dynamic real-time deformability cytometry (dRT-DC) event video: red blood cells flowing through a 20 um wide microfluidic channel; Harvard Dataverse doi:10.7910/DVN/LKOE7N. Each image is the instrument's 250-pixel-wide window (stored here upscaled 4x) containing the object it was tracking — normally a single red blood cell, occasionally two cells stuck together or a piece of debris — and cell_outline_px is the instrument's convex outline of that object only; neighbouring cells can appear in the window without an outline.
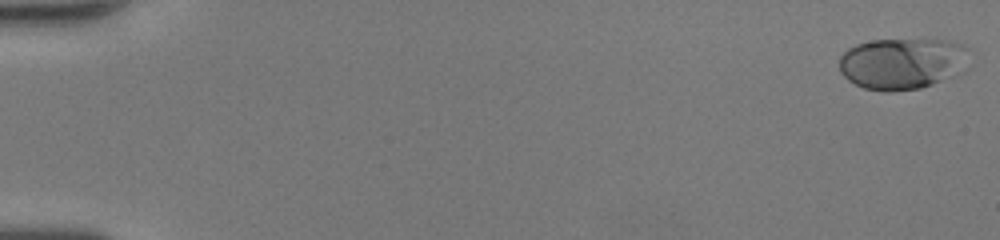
{"species": "human", "species_latin": "Homo sapiens", "temperature_condition": "room temperature", "stored_images_in_passage": 50, "camera_frame_rate_fps": 3000, "um_per_image_px": 0.085, "donor": {"sex": "female"}, "frame": {"image": 1, "passage_image": 1, "time_ms": 0.0, "image_size_px": [1000, 240], "cell_outline_px": [[968, 48], [940, 80], [932, 84], [920, 88], [892, 92], [884, 92], [864, 88], [848, 80], [840, 72], [840, 56], [848, 48], [856, 44], [872, 40], [948, 40], [964, 44]], "centroid_in_image_um": [76.44, 5.38], "position_along_channel_um": 8.6, "area_um2": 37.11}}
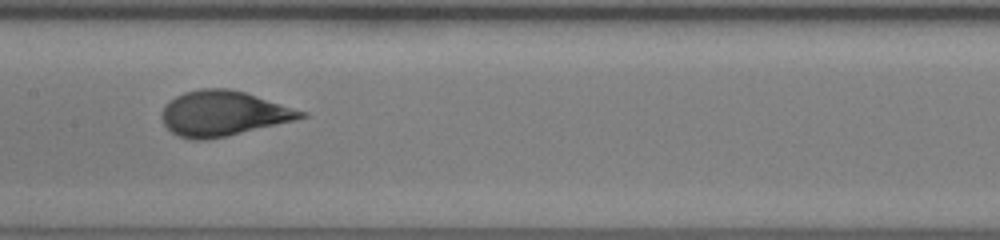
{"frame": {"image": 2, "passage_image": 27, "time_ms": 8.667, "image_size_px": [1000, 240], "cell_outline_px": [[308, 116], [228, 136], [204, 140], [192, 140], [180, 136], [172, 132], [164, 124], [160, 116], [160, 112], [164, 104], [168, 100], [184, 92], [204, 88], [228, 88], [244, 92], [308, 112]], "centroid_in_image_um": [18.92, 9.64], "position_along_channel_um": 188.5, "area_um2": 36.47}}
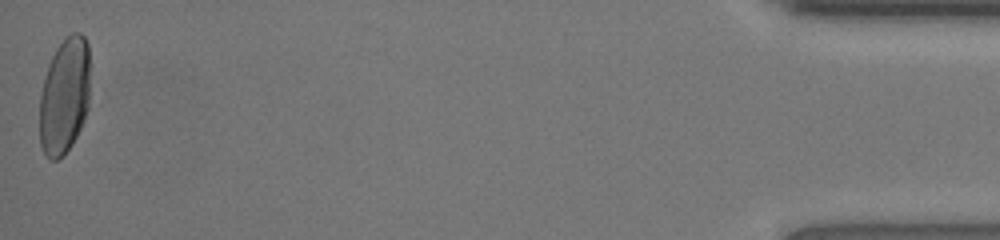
{"frame": {"image": 3, "passage_image": 50, "time_ms": 16.333, "image_size_px": [1000, 240], "cell_outline_px": [[88, 108], [84, 120], [72, 144], [56, 160], [48, 160], [40, 144], [40, 92], [48, 64], [56, 48], [64, 36], [72, 32], [80, 32], [84, 36], [88, 44]], "centroid_in_image_um": [5.46, 8.12], "position_along_channel_um": 429.7, "area_um2": 34.22}, "authors_computed_cell_mechanics": {"area_um2": 35.6048, "velocity_mm_per_s": 4.2997, "shape_relaxation_time_tau1_ms": 4.1024, "shape_relaxation_time_tau2_ms": null, "deformation_change_tau1": 0.1901, "deformation_change_tau2": null}}